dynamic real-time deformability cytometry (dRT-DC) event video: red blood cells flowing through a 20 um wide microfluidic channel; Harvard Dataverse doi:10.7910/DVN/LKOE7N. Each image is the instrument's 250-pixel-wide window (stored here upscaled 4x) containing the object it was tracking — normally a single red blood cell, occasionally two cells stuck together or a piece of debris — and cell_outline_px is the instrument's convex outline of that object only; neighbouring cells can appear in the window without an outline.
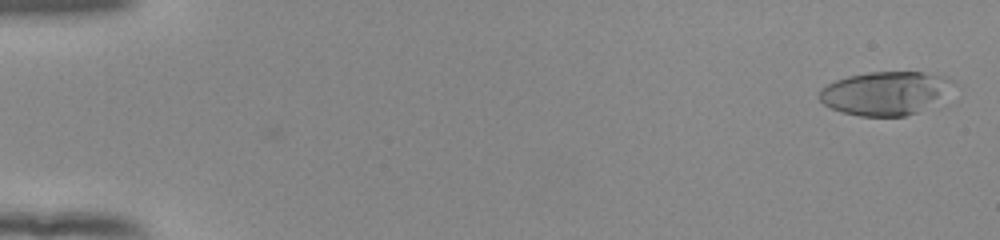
{"species": "human", "species_latin": "Homo sapiens", "temperature_condition": "room temperature", "stored_images_in_passage": 3, "camera_frame_rate_fps": 3000, "um_per_image_px": 0.085, "donor": {"sex": "female"}, "frame": {"image": 1, "passage_image": 2, "time_ms": 0.333, "image_size_px": [1000, 240], "cell_outline_px": [[956, 80], [916, 112], [904, 116], [860, 116], [840, 112], [824, 104], [816, 96], [820, 88], [836, 80], [848, 76], [868, 72], [920, 72], [944, 76]], "centroid_in_image_um": [75.06, 7.9], "position_along_channel_um": 9.9, "area_um2": 32.77}}